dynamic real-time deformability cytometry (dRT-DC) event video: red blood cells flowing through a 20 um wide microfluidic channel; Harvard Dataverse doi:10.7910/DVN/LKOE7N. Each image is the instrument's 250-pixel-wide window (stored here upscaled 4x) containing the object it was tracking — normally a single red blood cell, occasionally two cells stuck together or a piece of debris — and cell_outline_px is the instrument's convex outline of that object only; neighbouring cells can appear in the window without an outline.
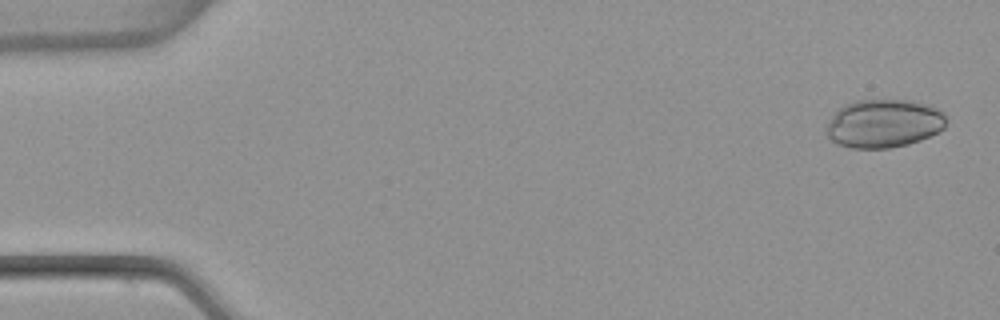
{"species": "common noctule bat (a hibernating species)", "species_latin": "Nyctalus noctula", "temperature_condition": "warm", "stored_images_in_passage": 4, "camera_frame_rate_fps": 3000, "um_per_image_px": 0.085, "animal": {"sex": "female", "body_mass_g": 22.7, "forearm_length_mm": 54.2}, "frame": {"image": 1, "passage_image": 1, "time_ms": 0.0, "image_size_px": [1000, 320], "cell_outline_px": [[948, 120], [944, 128], [940, 132], [920, 140], [908, 144], [892, 148], [848, 148], [836, 144], [824, 132], [824, 128], [832, 116], [844, 104], [856, 100], [912, 100], [936, 108], [944, 112]], "centroid_in_image_um": [75.12, 10.51], "position_along_channel_um": 9.9, "area_um2": 34.22}}